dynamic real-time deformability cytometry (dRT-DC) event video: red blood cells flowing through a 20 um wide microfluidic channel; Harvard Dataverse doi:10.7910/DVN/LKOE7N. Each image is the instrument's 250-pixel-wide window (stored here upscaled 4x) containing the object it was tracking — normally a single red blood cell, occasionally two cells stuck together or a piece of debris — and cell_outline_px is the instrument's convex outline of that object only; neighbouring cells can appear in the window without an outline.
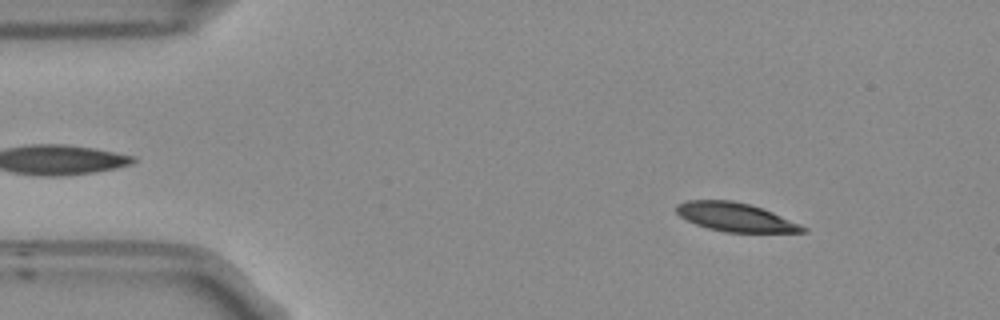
{"species": "Egyptian fruit bat (a non-hibernating species)", "species_latin": "Rousettus aegyptiacus", "temperature_condition": "room temperature", "stored_images_in_passage": 51, "camera_frame_rate_fps": 3000, "um_per_image_px": 0.085, "frame": {"image": 1, "passage_image": 4, "time_ms": 1.0, "image_size_px": [1000, 320], "cell_outline_px": [[808, 232], [724, 232], [708, 228], [696, 224], [680, 216], [676, 212], [676, 204], [684, 200], [732, 200], [748, 204], [772, 212], [800, 224], [808, 228]], "centroid_in_image_um": [62.49, 18.45], "position_along_channel_um": 22.5, "area_um2": 20.98}}
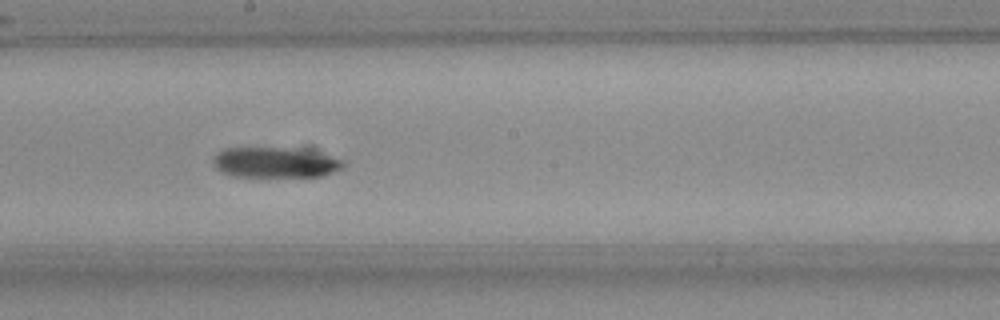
{"frame": {"image": 2, "passage_image": 26, "time_ms": 8.333, "image_size_px": [1000, 320], "cell_outline_px": [[348, 164], [344, 168], [336, 172], [324, 176], [232, 176], [216, 168], [212, 160], [216, 152], [224, 148], [284, 148], [312, 152], [332, 156], [344, 160]], "centroid_in_image_um": [23.43, 13.82], "position_along_channel_um": 224.8, "area_um2": 23.0}}
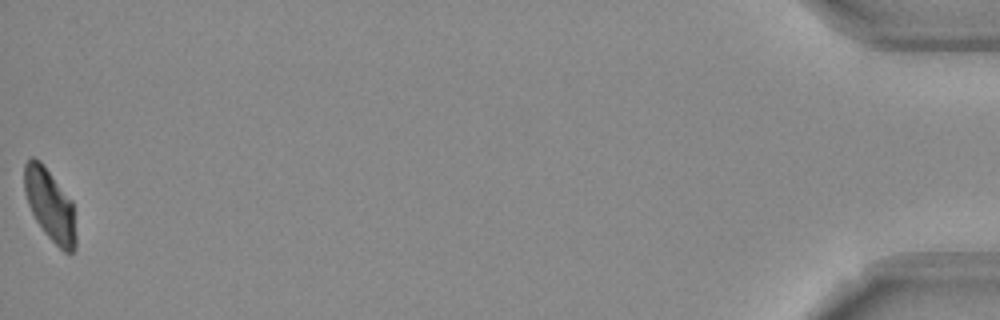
{"frame": {"image": 3, "passage_image": 51, "time_ms": 16.667, "image_size_px": [1000, 320], "cell_outline_px": [[76, 248], [72, 252], [64, 252], [44, 232], [36, 220], [28, 204], [24, 192], [24, 164], [32, 156], [40, 160], [44, 164], [72, 200], [76, 236]], "centroid_in_image_um": [4.24, 17.4], "position_along_channel_um": 431.0, "area_um2": 21.62}, "authors_computed_cell_mechanics": {"area_um2": 23.3512, "velocity_mm_per_s": 3.7194, "shape_relaxation_time_tau1_ms": 9.994, "shape_relaxation_time_tau2_ms": null, "deformation_change_tau1": 0.2214, "deformation_change_tau2": null}}